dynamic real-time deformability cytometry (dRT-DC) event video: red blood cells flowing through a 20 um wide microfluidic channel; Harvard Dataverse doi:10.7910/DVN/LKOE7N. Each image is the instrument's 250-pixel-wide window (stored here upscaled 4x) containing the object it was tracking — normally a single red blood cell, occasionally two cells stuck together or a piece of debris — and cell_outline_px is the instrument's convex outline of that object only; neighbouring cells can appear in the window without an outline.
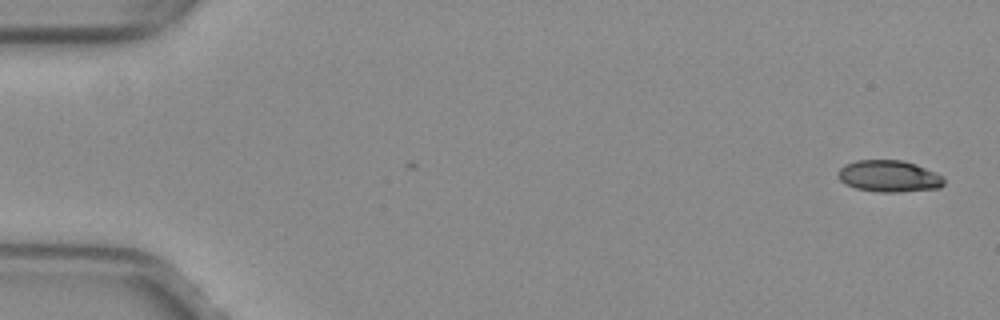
{"species": "common noctule bat (a hibernating species)", "species_latin": "Nyctalus noctula", "temperature_condition": "warm", "stored_images_in_passage": 51, "camera_frame_rate_fps": 3000, "um_per_image_px": 0.085, "animal": {"sex": "female", "body_mass_g": 29.2, "forearm_length_mm": 56.3}, "frame": {"image": 1, "passage_image": 1, "time_ms": 0.0, "image_size_px": [1000, 320], "cell_outline_px": [[944, 184], [940, 188], [900, 192], [880, 192], [856, 188], [844, 184], [840, 180], [836, 172], [844, 164], [856, 160], [904, 160], [916, 164], [936, 172], [944, 176]], "centroid_in_image_um": [75.57, 14.97], "position_along_channel_um": 9.4, "area_um2": 19.83}}
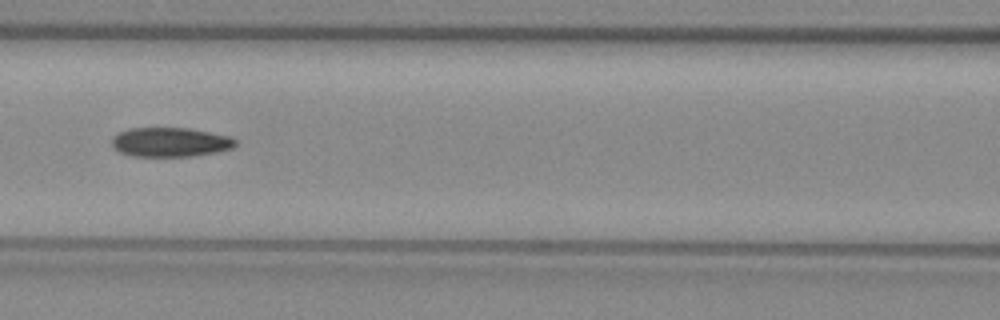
{"frame": {"image": 2, "passage_image": 23, "time_ms": 7.333, "image_size_px": [1000, 320], "cell_outline_px": [[236, 144], [232, 148], [216, 152], [192, 156], [132, 156], [120, 152], [112, 148], [112, 136], [116, 132], [128, 128], [188, 128], [232, 136], [236, 140]], "centroid_in_image_um": [14.44, 12.07], "position_along_channel_um": 152.2, "area_um2": 21.33}}
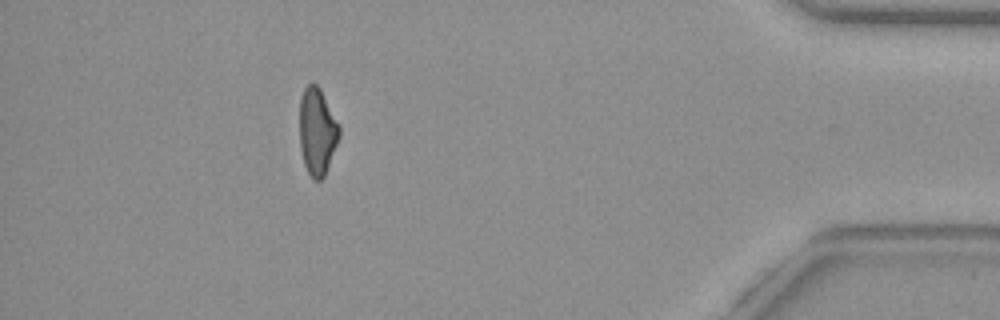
{"frame": {"image": 3, "passage_image": 46, "time_ms": 15.0, "image_size_px": [1000, 320], "cell_outline_px": [[340, 136], [324, 176], [320, 180], [312, 180], [304, 164], [300, 148], [300, 96], [304, 88], [308, 84], [316, 84], [320, 88], [340, 128]], "centroid_in_image_um": [26.94, 11.18], "position_along_channel_um": 408.3, "area_um2": 19.94}, "authors_computed_cell_mechanics": {"area_um2": 20.8658, "velocity_mm_per_s": 4.0407, "shape_relaxation_time_tau1_ms": 7.2287, "shape_relaxation_time_tau2_ms": 4.8853, "deformation_change_tau1": 0.1791, "deformation_change_tau2": 0.1224}}